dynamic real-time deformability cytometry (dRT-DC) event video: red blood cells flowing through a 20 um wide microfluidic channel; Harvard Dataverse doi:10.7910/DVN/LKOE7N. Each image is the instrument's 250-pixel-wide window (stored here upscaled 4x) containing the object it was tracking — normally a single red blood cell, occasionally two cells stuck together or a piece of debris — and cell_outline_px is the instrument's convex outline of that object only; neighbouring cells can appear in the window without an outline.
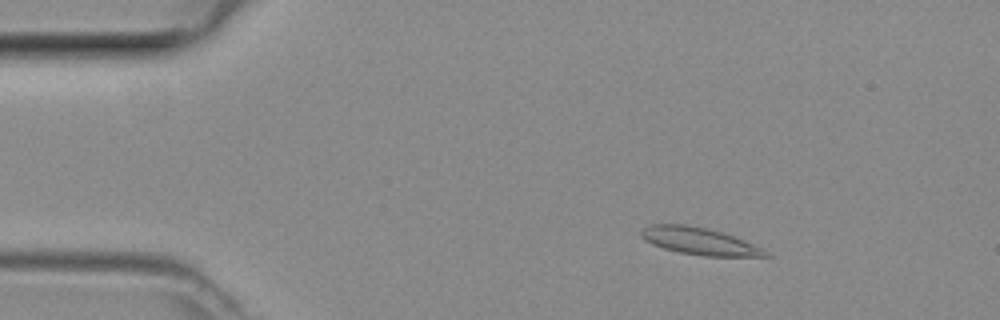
{"species": "common noctule bat (a hibernating species)", "species_latin": "Nyctalus noctula", "temperature_condition": "room temperature", "stored_images_in_passage": 48, "camera_frame_rate_fps": 3000, "um_per_image_px": 0.085, "animal": {"sex": "female", "body_mass_g": 29.2, "forearm_length_mm": 56.3}, "frame": {"image": 1, "passage_image": 8, "time_ms": 2.333, "image_size_px": [1000, 320], "cell_outline_px": [[772, 256], [704, 256], [680, 252], [664, 248], [652, 244], [644, 240], [640, 236], [640, 228], [648, 224], [684, 224], [704, 228], [720, 232], [744, 240], [764, 248]], "centroid_in_image_um": [59.4, 20.49], "position_along_channel_um": 25.6, "area_um2": 19.59}}
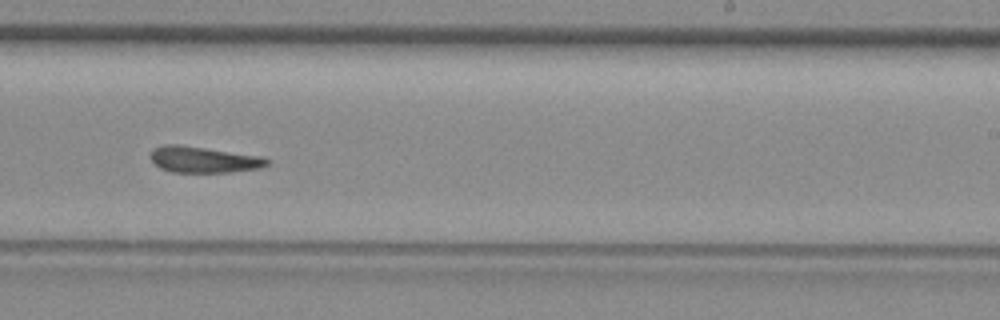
{"frame": {"image": 2, "passage_image": 30, "time_ms": 9.667, "image_size_px": [1000, 320], "cell_outline_px": [[272, 160], [268, 164], [260, 168], [232, 172], [172, 172], [160, 168], [152, 160], [152, 152], [156, 148], [168, 144], [176, 144], [264, 156]], "centroid_in_image_um": [17.4, 13.57], "position_along_channel_um": 271.6, "area_um2": 17.63}}
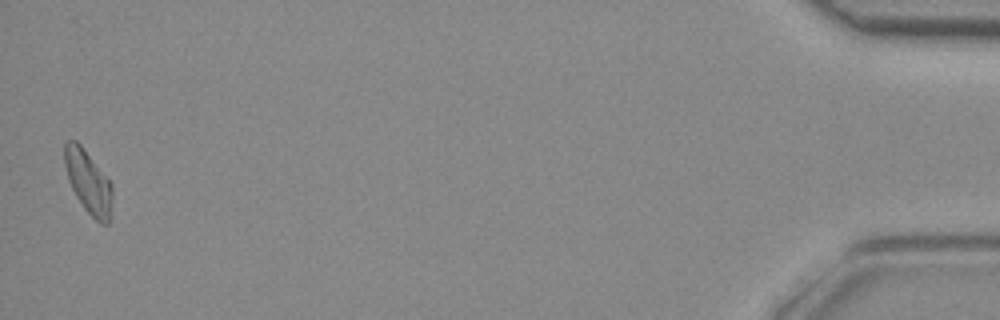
{"frame": {"image": 3, "passage_image": 48, "time_ms": 15.667, "image_size_px": [1000, 320], "cell_outline_px": [[112, 200], [108, 224], [100, 224], [84, 208], [76, 196], [68, 180], [64, 164], [64, 144], [68, 140], [76, 140], [80, 144], [112, 184]], "centroid_in_image_um": [7.49, 15.46], "position_along_channel_um": 427.7, "area_um2": 17.34}}